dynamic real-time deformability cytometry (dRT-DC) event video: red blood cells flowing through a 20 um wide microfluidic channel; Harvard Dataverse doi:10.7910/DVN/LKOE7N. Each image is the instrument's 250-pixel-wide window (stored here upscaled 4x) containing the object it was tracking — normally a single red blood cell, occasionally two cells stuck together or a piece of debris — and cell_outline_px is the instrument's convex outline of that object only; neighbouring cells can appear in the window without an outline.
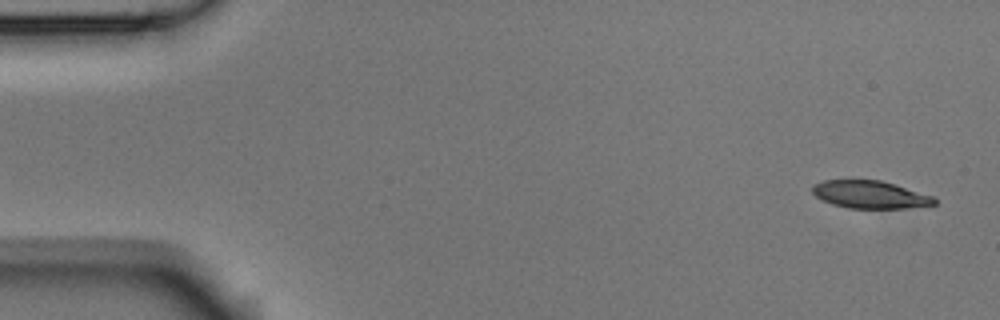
{"species": "Egyptian fruit bat (a non-hibernating species)", "species_latin": "Rousettus aegyptiacus", "temperature_condition": "room temperature", "stored_images_in_passage": 4, "camera_frame_rate_fps": 3000, "um_per_image_px": 0.085, "animal": {"sex": "male"}, "frame": {"image": 1, "passage_image": 1, "time_ms": 0.0, "image_size_px": [1000, 320], "cell_outline_px": [[936, 204], [904, 208], [848, 208], [832, 204], [816, 196], [812, 192], [812, 184], [824, 180], [880, 180], [896, 184], [936, 196]], "centroid_in_image_um": [73.99, 16.53], "position_along_channel_um": 11.0, "area_um2": 19.77}}
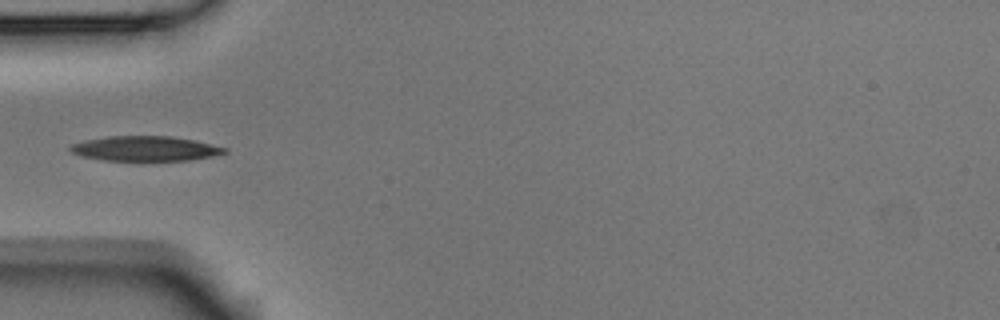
{"frame": {"image": 2, "passage_image": 4, "time_ms": 1.0, "image_size_px": [1000, 320], "cell_outline_px": [[228, 152], [212, 156], [188, 160], [104, 160], [84, 156], [72, 152], [68, 148], [72, 144], [84, 140], [108, 136], [172, 136], [192, 140], [228, 148]], "centroid_in_image_um": [12.34, 12.62], "position_along_channel_um": 72.7, "area_um2": 22.08}}